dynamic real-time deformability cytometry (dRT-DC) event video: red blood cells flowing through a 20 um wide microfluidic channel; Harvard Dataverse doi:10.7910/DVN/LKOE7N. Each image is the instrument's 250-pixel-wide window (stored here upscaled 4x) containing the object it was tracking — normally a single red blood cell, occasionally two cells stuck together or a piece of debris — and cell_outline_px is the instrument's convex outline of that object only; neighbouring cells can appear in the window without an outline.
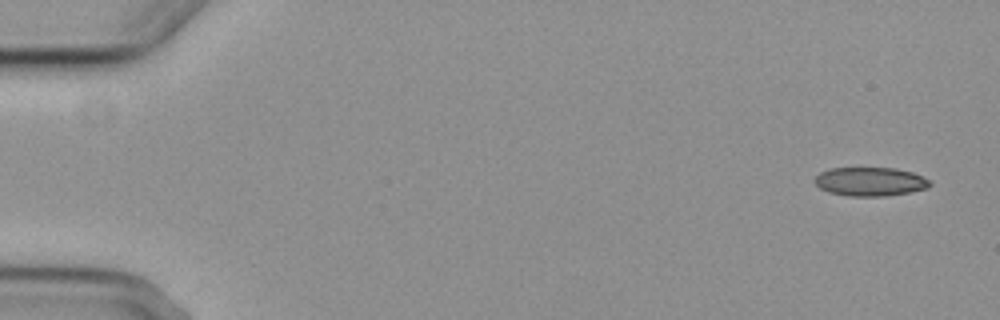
{"species": "common noctule bat (a hibernating species)", "species_latin": "Nyctalus noctula", "temperature_condition": "cold", "stored_images_in_passage": 4, "camera_frame_rate_fps": 3000, "um_per_image_px": 0.085, "animal": {"sex": "female", "body_mass_g": 29.2, "forearm_length_mm": 56.3}, "frame": {"image": 1, "passage_image": 1, "time_ms": 0.0, "image_size_px": [1000, 320], "cell_outline_px": [[932, 184], [924, 188], [908, 192], [884, 196], [848, 196], [828, 192], [820, 188], [812, 180], [820, 172], [828, 168], [896, 168], [912, 172], [928, 180]], "centroid_in_image_um": [73.89, 15.43], "position_along_channel_um": 11.1, "area_um2": 19.19}}
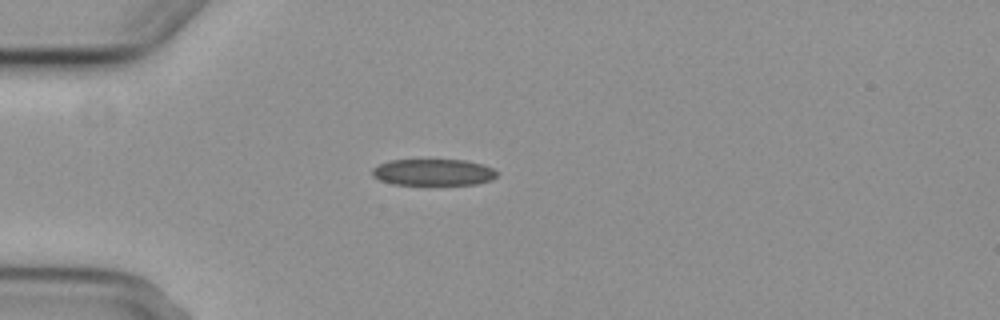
{"frame": {"image": 2, "passage_image": 4, "time_ms": 4.333, "image_size_px": [1000, 320], "cell_outline_px": [[496, 176], [492, 180], [476, 184], [392, 184], [380, 180], [372, 176], [372, 168], [388, 160], [468, 160], [484, 164], [492, 168], [496, 172]], "centroid_in_image_um": [36.83, 14.63], "position_along_channel_um": 48.2, "area_um2": 19.25}}